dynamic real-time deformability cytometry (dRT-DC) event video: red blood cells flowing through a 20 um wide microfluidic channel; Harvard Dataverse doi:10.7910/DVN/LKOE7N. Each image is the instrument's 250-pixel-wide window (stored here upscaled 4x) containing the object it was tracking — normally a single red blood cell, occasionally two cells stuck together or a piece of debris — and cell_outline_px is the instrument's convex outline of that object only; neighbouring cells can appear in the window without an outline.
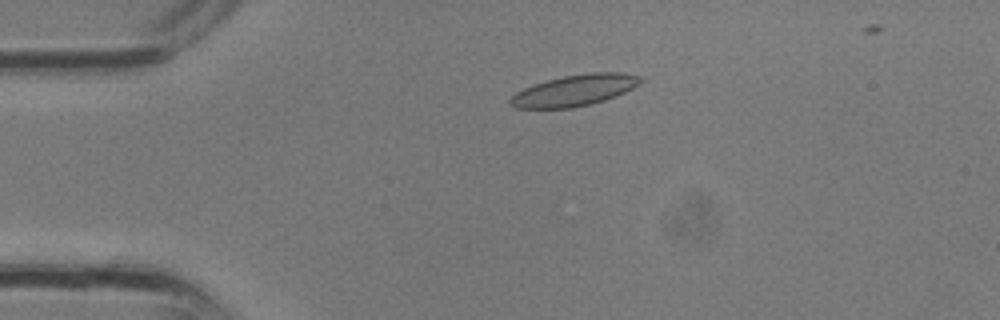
{"species": "common noctule bat (a hibernating species)", "species_latin": "Nyctalus noctula", "temperature_condition": "room temperature", "stored_images_in_passage": 2, "camera_frame_rate_fps": 3000, "um_per_image_px": 0.085, "animal": {"sex": "male", "body_mass_g": 13.3}, "frame": {"image": 1, "passage_image": 1, "time_ms": 0.0, "image_size_px": [1000, 320], "cell_outline_px": [[644, 80], [640, 84], [616, 96], [604, 100], [572, 108], [516, 108], [508, 104], [508, 100], [516, 92], [524, 88], [548, 80], [564, 76], [592, 72], [620, 72], [640, 76]], "centroid_in_image_um": [48.84, 7.68], "position_along_channel_um": 36.2, "area_um2": 23.52}}